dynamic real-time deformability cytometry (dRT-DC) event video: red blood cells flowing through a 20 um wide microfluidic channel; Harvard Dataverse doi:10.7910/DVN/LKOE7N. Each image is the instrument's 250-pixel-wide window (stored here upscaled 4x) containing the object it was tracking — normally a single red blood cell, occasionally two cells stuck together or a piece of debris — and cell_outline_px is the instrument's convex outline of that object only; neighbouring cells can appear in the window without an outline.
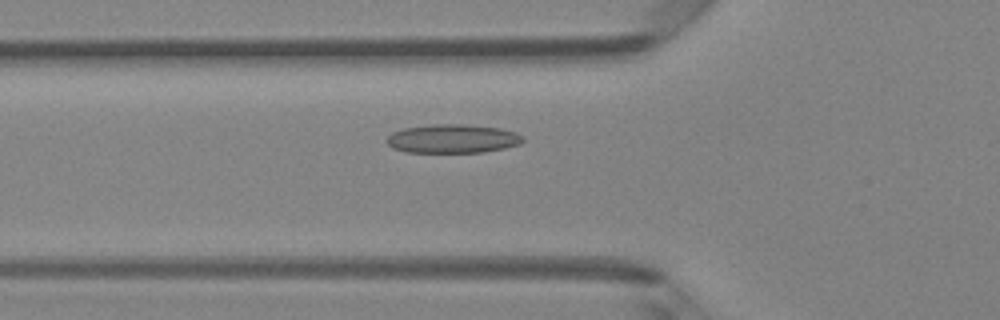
{"species": "Egyptian fruit bat (a non-hibernating species)", "species_latin": "Rousettus aegyptiacus", "temperature_condition": "room temperature", "stored_images_in_passage": 47, "camera_frame_rate_fps": 3000, "um_per_image_px": 0.085, "animal": {"sex": "female"}, "frame": {"image": 1, "passage_image": 16, "time_ms": 5.0, "image_size_px": [1000, 320], "cell_outline_px": [[524, 140], [520, 144], [504, 148], [484, 152], [404, 152], [392, 148], [384, 140], [392, 132], [404, 128], [432, 124], [464, 124], [500, 128], [516, 132], [524, 136]], "centroid_in_image_um": [38.46, 11.79], "position_along_channel_um": 87.3, "area_um2": 23.0}}
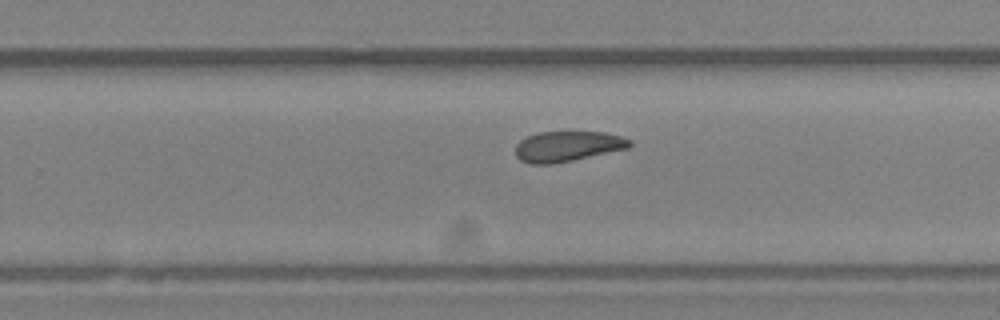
{"frame": {"image": 2, "passage_image": 30, "time_ms": 9.667, "image_size_px": [1000, 320], "cell_outline_px": [[632, 144], [628, 148], [572, 160], [552, 164], [528, 164], [520, 160], [516, 156], [516, 144], [520, 140], [536, 132], [604, 132], [620, 136], [632, 140]], "centroid_in_image_um": [48.21, 12.43], "position_along_channel_um": 281.6, "area_um2": 20.17}}
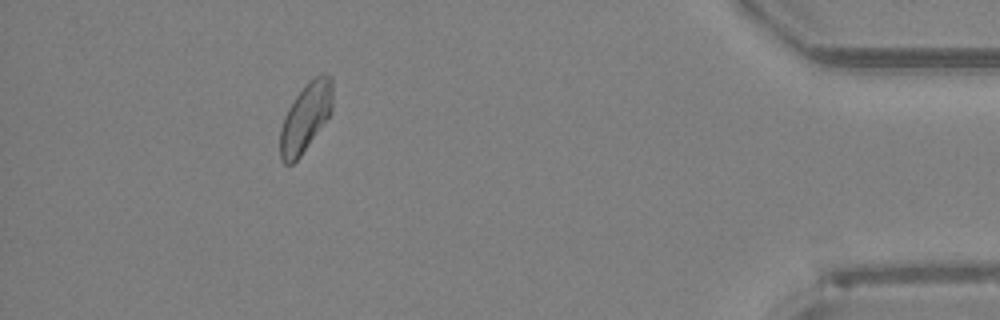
{"frame": {"image": 3, "passage_image": 43, "time_ms": 14.0, "image_size_px": [1000, 320], "cell_outline_px": [[332, 112], [300, 156], [292, 164], [284, 164], [280, 160], [280, 128], [284, 116], [288, 108], [296, 96], [320, 72], [324, 72], [332, 76]], "centroid_in_image_um": [25.97, 9.98], "position_along_channel_um": 409.2, "area_um2": 20.81}, "authors_computed_cell_mechanics": {"area_um2": 21.097, "velocity_mm_per_s": 4.1727, "shape_relaxation_time_tau1_ms": 7.0812, "shape_relaxation_time_tau2_ms": 3.1296, "deformation_change_tau1": 0.161, "deformation_change_tau2": 0.089}}